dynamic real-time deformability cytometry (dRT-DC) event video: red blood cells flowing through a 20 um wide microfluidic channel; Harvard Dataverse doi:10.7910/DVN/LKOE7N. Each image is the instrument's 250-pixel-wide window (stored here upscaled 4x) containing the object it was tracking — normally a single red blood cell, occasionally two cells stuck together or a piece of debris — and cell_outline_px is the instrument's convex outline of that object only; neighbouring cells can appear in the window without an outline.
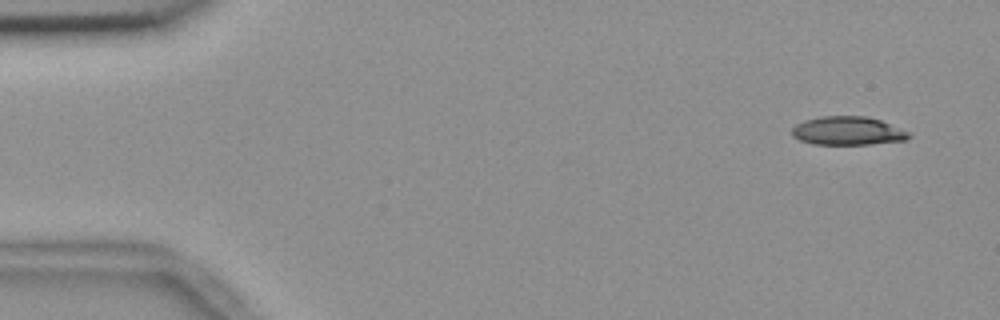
{"species": "common noctule bat (a hibernating species)", "species_latin": "Nyctalus noctula", "temperature_condition": "room temperature", "stored_images_in_passage": 52, "camera_frame_rate_fps": 3000, "um_per_image_px": 0.085, "animal": {"sex": "female", "body_mass_g": 18.4}, "frame": {"image": 1, "passage_image": 1, "time_ms": 0.0, "image_size_px": [1000, 320], "cell_outline_px": [[912, 136], [904, 140], [872, 144], [812, 144], [800, 140], [792, 136], [792, 128], [796, 124], [804, 120], [820, 116], [864, 116], [880, 120], [912, 132]], "centroid_in_image_um": [72.07, 11.12], "position_along_channel_um": 12.9, "area_um2": 19.54}}
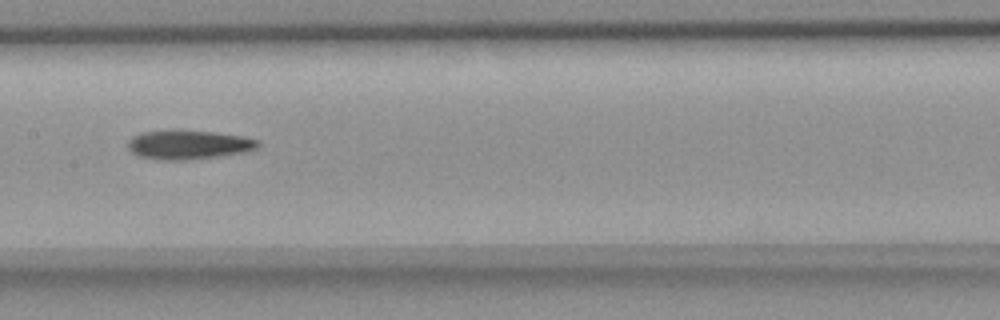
{"frame": {"image": 2, "passage_image": 25, "time_ms": 8.0, "image_size_px": [1000, 320], "cell_outline_px": [[260, 144], [256, 148], [244, 152], [188, 160], [160, 160], [140, 156], [132, 152], [128, 148], [128, 140], [132, 136], [144, 132], [212, 132], [244, 136], [260, 140]], "centroid_in_image_um": [16.05, 12.32], "position_along_channel_um": 191.4, "area_um2": 21.39}}
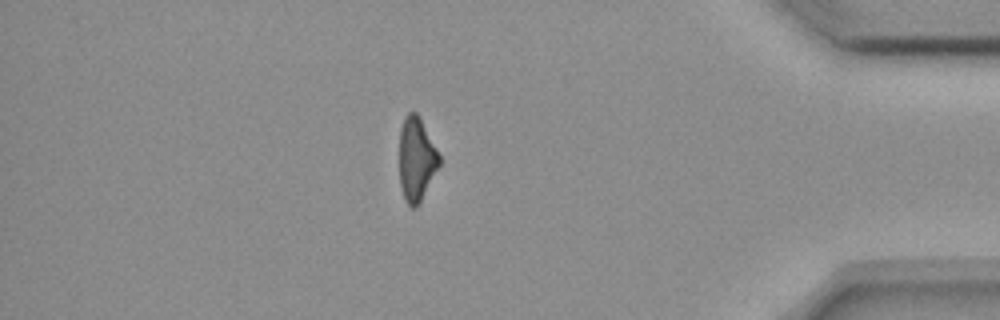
{"frame": {"image": 3, "passage_image": 45, "time_ms": 14.667, "image_size_px": [1000, 320], "cell_outline_px": [[440, 164], [416, 208], [412, 208], [404, 200], [400, 184], [400, 128], [404, 116], [408, 112], [416, 112], [420, 116], [440, 156]], "centroid_in_image_um": [35.38, 13.5], "position_along_channel_um": 399.8, "area_um2": 19.36}, "authors_computed_cell_mechanics": {"area_um2": 20.9236, "velocity_mm_per_s": 3.6987, "shape_relaxation_time_tau1_ms": 9.3639, "shape_relaxation_time_tau2_ms": 4.7252, "deformation_change_tau1": 0.2304, "deformation_change_tau2": 0.1697}}